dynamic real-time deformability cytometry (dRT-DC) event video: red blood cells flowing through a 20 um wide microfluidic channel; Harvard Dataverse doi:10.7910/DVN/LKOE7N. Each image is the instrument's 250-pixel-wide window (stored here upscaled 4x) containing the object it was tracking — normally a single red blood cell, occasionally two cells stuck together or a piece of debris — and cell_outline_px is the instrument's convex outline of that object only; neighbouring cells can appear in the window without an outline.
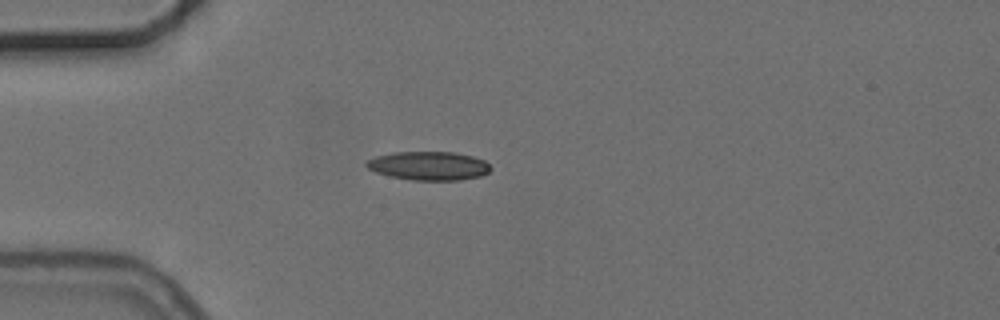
{"species": "common noctule bat (a hibernating species)", "species_latin": "Nyctalus noctula", "temperature_condition": "cold", "stored_images_in_passage": 2, "camera_frame_rate_fps": 3000, "um_per_image_px": 0.085, "animal": {"sex": "female", "body_mass_g": 24.6, "forearm_length_mm": 56.2}, "frame": {"image": 1, "passage_image": 1, "time_ms": 0.0, "image_size_px": [1000, 320], "cell_outline_px": [[492, 168], [488, 172], [480, 176], [460, 180], [412, 180], [388, 176], [376, 172], [368, 168], [364, 164], [368, 160], [376, 156], [392, 152], [452, 152], [472, 156], [484, 160]], "centroid_in_image_um": [36.43, 14.09], "position_along_channel_um": 48.6, "area_um2": 20.75}}